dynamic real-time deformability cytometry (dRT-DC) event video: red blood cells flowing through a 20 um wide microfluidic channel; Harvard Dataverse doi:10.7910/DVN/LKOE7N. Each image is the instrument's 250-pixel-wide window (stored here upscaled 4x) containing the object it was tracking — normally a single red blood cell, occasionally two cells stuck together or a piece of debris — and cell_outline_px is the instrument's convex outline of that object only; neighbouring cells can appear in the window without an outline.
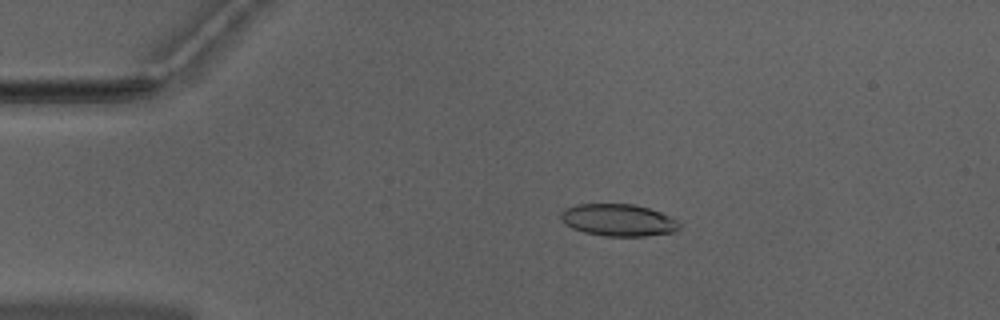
{"species": "Egyptian fruit bat (a non-hibernating species)", "species_latin": "Rousettus aegyptiacus", "temperature_condition": "warm", "stored_images_in_passage": 43, "camera_frame_rate_fps": 3000, "um_per_image_px": 0.085, "animal": {"sex": "male"}, "frame": {"image": 1, "passage_image": 2, "time_ms": 0.333, "image_size_px": [1000, 320], "cell_outline_px": [[680, 228], [672, 232], [644, 236], [604, 236], [584, 232], [572, 228], [560, 220], [560, 212], [564, 208], [576, 204], [632, 204], [648, 208], [660, 212], [676, 220], [680, 224]], "centroid_in_image_um": [52.5, 18.7], "position_along_channel_um": 32.5, "area_um2": 22.14}}
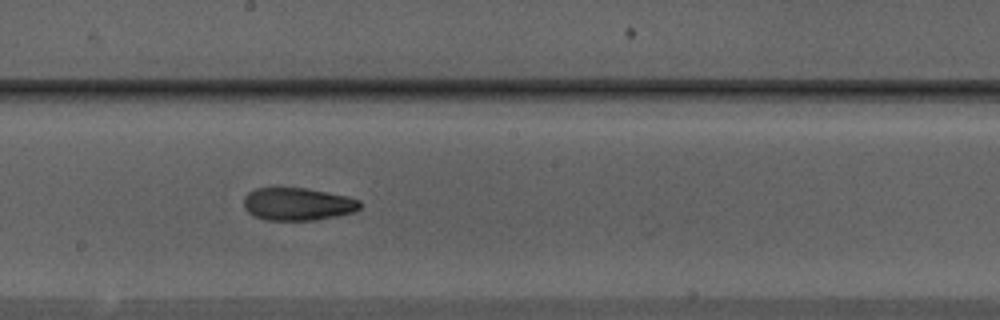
{"frame": {"image": 2, "passage_image": 20, "time_ms": 6.333, "image_size_px": [1000, 320], "cell_outline_px": [[360, 208], [356, 212], [336, 216], [312, 220], [264, 220], [252, 216], [244, 208], [244, 196], [248, 192], [256, 188], [272, 184], [276, 184], [304, 188], [348, 196], [360, 200]], "centroid_in_image_um": [25.23, 17.3], "position_along_channel_um": 223.0, "area_um2": 23.0}}
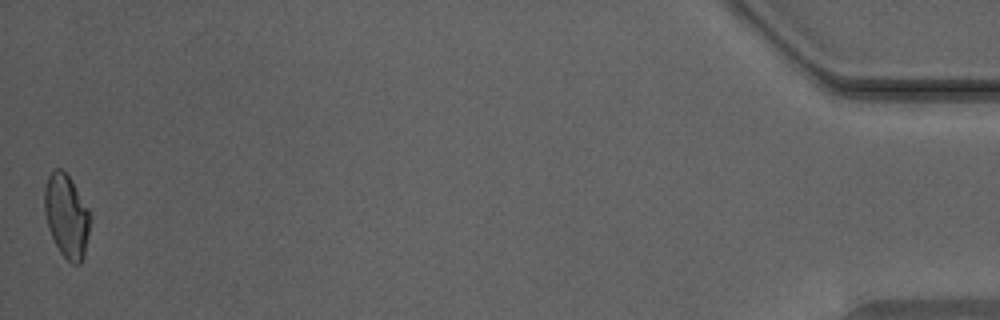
{"frame": {"image": 3, "passage_image": 43, "time_ms": 14.0, "image_size_px": [1000, 320], "cell_outline_px": [[92, 216], [84, 256], [80, 264], [72, 264], [60, 252], [48, 228], [44, 212], [44, 188], [48, 176], [56, 168], [60, 168], [68, 176], [88, 208]], "centroid_in_image_um": [5.66, 18.38], "position_along_channel_um": 429.5, "area_um2": 22.08}, "authors_computed_cell_mechanics": {"area_um2": 22.542, "velocity_mm_per_s": 3.9822, "shape_relaxation_time_tau1_ms": null, "shape_relaxation_time_tau2_ms": 2.5682, "deformation_change_tau1": null, "deformation_change_tau2": 0.1008}}